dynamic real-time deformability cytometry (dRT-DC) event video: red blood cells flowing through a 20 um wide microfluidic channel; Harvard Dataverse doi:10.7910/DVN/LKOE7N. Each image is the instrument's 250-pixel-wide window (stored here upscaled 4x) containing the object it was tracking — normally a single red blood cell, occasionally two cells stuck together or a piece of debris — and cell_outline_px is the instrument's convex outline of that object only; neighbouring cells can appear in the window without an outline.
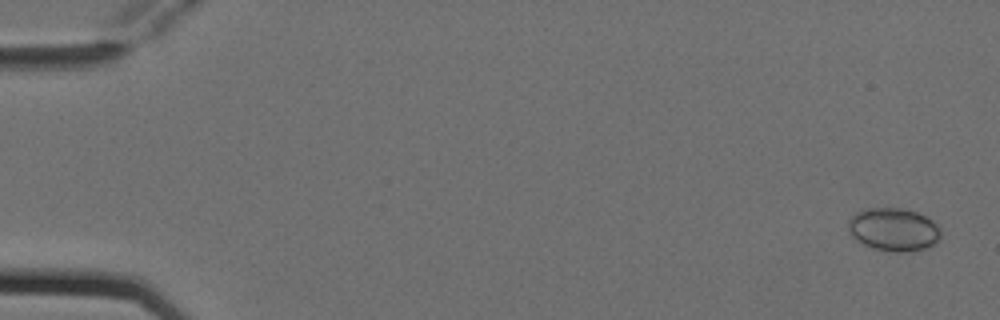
{"species": "Egyptian fruit bat (a non-hibernating species)", "species_latin": "Rousettus aegyptiacus", "temperature_condition": "cold", "stored_images_in_passage": 5, "camera_frame_rate_fps": 3000, "um_per_image_px": 0.085, "animal": {"sex": "female"}, "frame": {"image": 1, "passage_image": 5, "time_ms": 1.333, "image_size_px": [1000, 320], "cell_outline_px": [[940, 240], [936, 244], [928, 248], [908, 252], [892, 252], [872, 248], [860, 244], [852, 236], [848, 228], [848, 220], [856, 212], [864, 208], [900, 208], [916, 212], [932, 220], [940, 228]], "centroid_in_image_um": [75.95, 19.53], "position_along_channel_um": 9.0, "area_um2": 23.58}}